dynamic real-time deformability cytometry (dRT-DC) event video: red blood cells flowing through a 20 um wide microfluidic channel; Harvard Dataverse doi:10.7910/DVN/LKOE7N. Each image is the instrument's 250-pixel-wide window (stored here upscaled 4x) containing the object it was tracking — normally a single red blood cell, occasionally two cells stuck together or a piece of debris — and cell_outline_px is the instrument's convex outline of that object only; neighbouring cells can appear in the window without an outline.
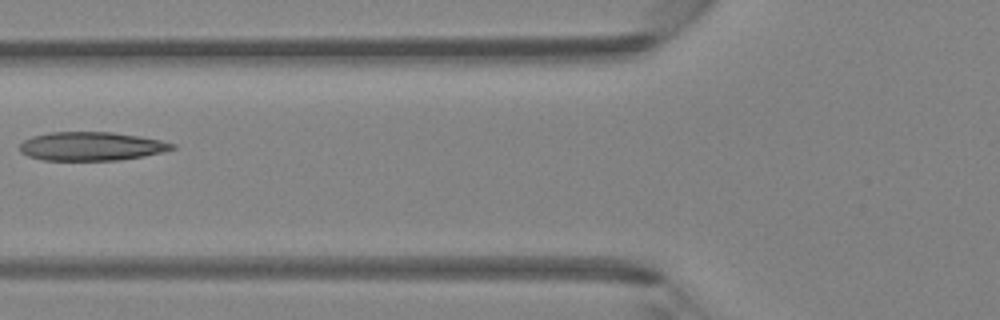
{"species": "Egyptian fruit bat (a non-hibernating species)", "species_latin": "Rousettus aegyptiacus", "temperature_condition": "room temperature", "stored_images_in_passage": 6, "camera_frame_rate_fps": 3000, "um_per_image_px": 0.085, "animal": {"sex": "female"}, "frame": {"image": 1, "passage_image": 6, "time_ms": 5.667, "image_size_px": [1000, 320], "cell_outline_px": [[176, 148], [144, 156], [120, 160], [44, 160], [28, 156], [20, 152], [20, 144], [24, 140], [32, 136], [52, 132], [112, 132], [140, 136], [160, 140], [176, 144]], "centroid_in_image_um": [7.76, 12.43], "position_along_channel_um": 118.0, "area_um2": 25.43}}